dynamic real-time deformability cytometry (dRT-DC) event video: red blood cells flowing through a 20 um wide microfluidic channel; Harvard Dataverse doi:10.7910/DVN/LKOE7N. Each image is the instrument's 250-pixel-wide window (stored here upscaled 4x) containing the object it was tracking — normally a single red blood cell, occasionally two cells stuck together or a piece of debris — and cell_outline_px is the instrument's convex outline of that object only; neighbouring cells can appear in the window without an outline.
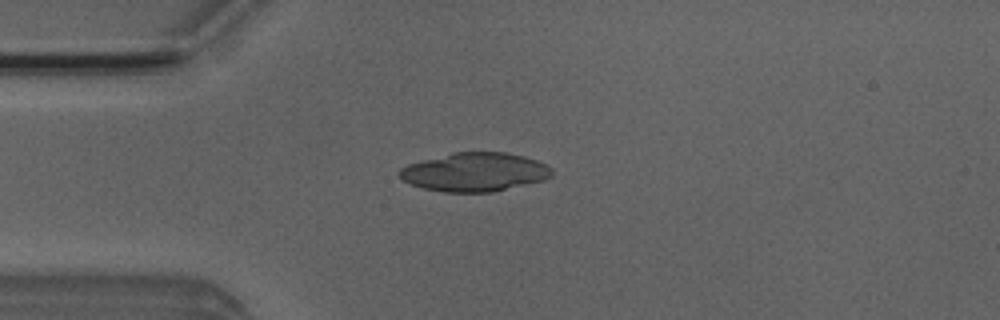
{"species": "Egyptian fruit bat (a non-hibernating species)", "species_latin": "Rousettus aegyptiacus", "temperature_condition": "room temperature", "stored_images_in_passage": 1, "camera_frame_rate_fps": 3000, "um_per_image_px": 0.085, "animal": {"sex": "male"}, "frame": {"image": 1, "passage_image": 1, "time_ms": 0.0, "image_size_px": [1000, 320], "cell_outline_px": [[552, 176], [544, 180], [492, 192], [444, 192], [424, 188], [412, 184], [396, 176], [396, 172], [400, 168], [408, 164], [452, 152], [504, 152], [524, 156], [536, 160], [552, 168]], "centroid_in_image_um": [40.33, 14.62], "position_along_channel_um": 44.7, "area_um2": 34.39}}